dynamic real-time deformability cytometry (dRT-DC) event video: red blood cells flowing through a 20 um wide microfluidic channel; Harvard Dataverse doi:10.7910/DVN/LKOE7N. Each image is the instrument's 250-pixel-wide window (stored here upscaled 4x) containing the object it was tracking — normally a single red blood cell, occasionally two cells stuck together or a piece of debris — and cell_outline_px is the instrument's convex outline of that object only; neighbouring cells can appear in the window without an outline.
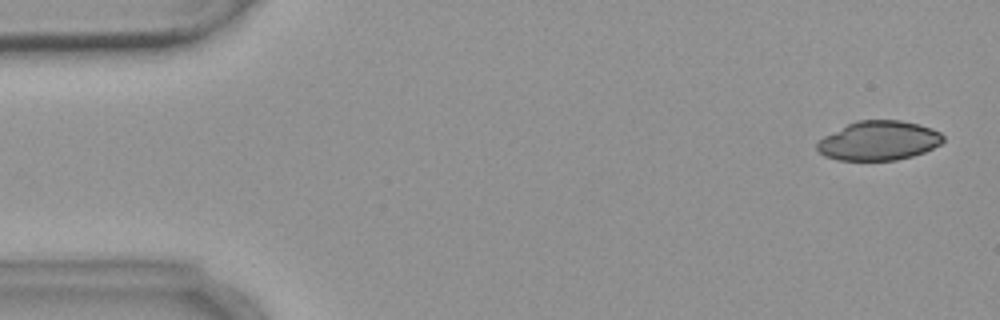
{"species": "common noctule bat (a hibernating species)", "species_latin": "Nyctalus noctula", "temperature_condition": "warm", "stored_images_in_passage": 7, "camera_frame_rate_fps": 3000, "um_per_image_px": 0.085, "animal": {"sex": "female", "body_mass_g": 18.4}, "frame": {"image": 1, "passage_image": 1, "time_ms": 0.0, "image_size_px": [1000, 320], "cell_outline_px": [[944, 140], [940, 144], [924, 152], [912, 156], [896, 160], [836, 160], [824, 156], [816, 148], [816, 144], [824, 136], [856, 120], [900, 120], [920, 124], [932, 128], [940, 132], [944, 136]], "centroid_in_image_um": [74.7, 11.95], "position_along_channel_um": 10.3, "area_um2": 28.9}}